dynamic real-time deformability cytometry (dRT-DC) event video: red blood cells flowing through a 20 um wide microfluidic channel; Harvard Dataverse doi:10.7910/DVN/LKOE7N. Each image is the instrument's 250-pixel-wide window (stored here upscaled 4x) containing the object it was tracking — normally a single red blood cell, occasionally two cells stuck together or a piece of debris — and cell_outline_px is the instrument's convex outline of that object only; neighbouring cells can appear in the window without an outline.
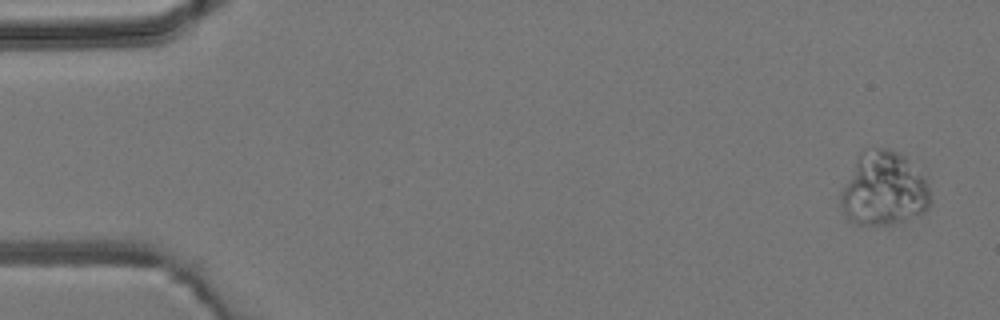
{"species": "common noctule bat (a hibernating species)", "species_latin": "Nyctalus noctula", "temperature_condition": "room temperature", "stored_images_in_passage": 5, "camera_frame_rate_fps": 3000, "um_per_image_px": 0.085, "animal": {"sex": "male", "body_mass_g": 19.2, "forearm_length_mm": 51.8}, "frame": {"image": 1, "passage_image": 5, "time_ms": 5.667, "image_size_px": [1000, 320], "cell_outline_px": [[932, 200], [928, 208], [920, 216], [904, 224], [856, 224], [848, 220], [844, 216], [840, 204], [840, 192], [856, 156], [864, 148], [884, 148], [900, 152], [928, 180]], "centroid_in_image_um": [75.14, 16.08], "position_along_channel_um": 9.9, "area_um2": 39.77}}